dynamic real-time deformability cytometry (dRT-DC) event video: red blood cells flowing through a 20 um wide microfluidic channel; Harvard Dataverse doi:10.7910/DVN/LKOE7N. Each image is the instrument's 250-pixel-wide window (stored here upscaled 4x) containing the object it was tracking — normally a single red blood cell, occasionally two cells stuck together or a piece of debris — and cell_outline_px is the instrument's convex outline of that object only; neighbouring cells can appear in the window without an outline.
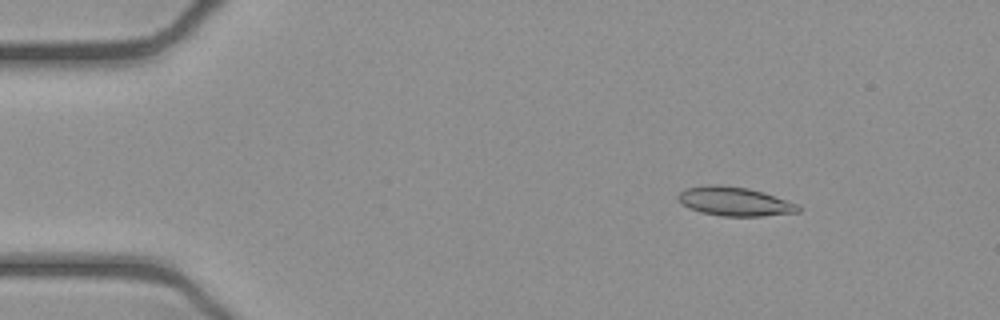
{"species": "common noctule bat (a hibernating species)", "species_latin": "Nyctalus noctula", "temperature_condition": "cold", "stored_images_in_passage": 52, "camera_frame_rate_fps": 3000, "um_per_image_px": 0.085, "animal": {"sex": "female", "body_mass_g": 21.9}, "frame": {"image": 1, "passage_image": 7, "time_ms": 2.0, "image_size_px": [1000, 320], "cell_outline_px": [[800, 212], [764, 216], [720, 216], [700, 212], [688, 208], [676, 196], [684, 188], [712, 184], [720, 184], [748, 188], [764, 192], [800, 204]], "centroid_in_image_um": [62.47, 17.12], "position_along_channel_um": 22.5, "area_um2": 20.52}}
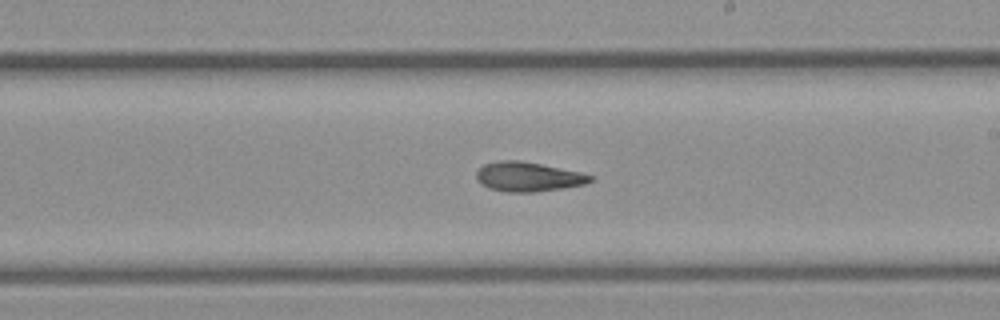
{"frame": {"image": 2, "passage_image": 30, "time_ms": 9.667, "image_size_px": [1000, 320], "cell_outline_px": [[596, 180], [584, 184], [536, 192], [508, 192], [488, 188], [480, 184], [476, 180], [476, 172], [484, 164], [500, 160], [520, 160], [580, 172], [596, 176]], "centroid_in_image_um": [44.89, 15.02], "position_along_channel_um": 244.1, "area_um2": 19.65}}
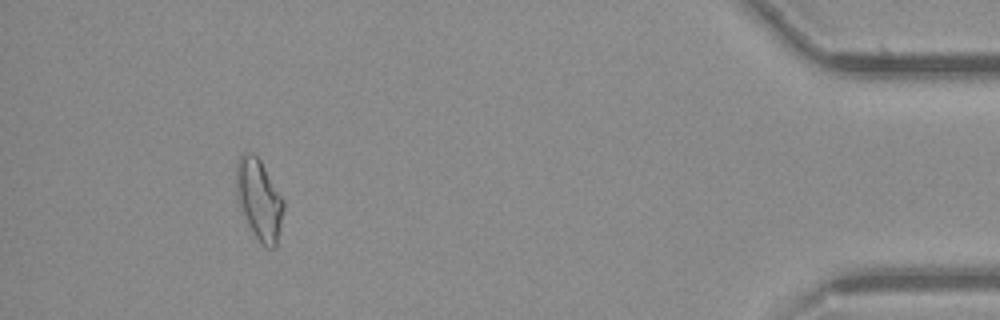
{"frame": {"image": 3, "passage_image": 48, "time_ms": 15.667, "image_size_px": [1000, 320], "cell_outline_px": [[284, 208], [276, 248], [264, 248], [260, 244], [240, 212], [236, 196], [236, 160], [244, 152], [252, 152], [260, 160], [284, 200]], "centroid_in_image_um": [22.0, 16.98], "position_along_channel_um": 413.2, "area_um2": 22.6}, "authors_computed_cell_mechanics": {"area_um2": 20.0855, "velocity_mm_per_s": 3.9115, "shape_relaxation_time_tau1_ms": null, "shape_relaxation_time_tau2_ms": 5.1794, "deformation_change_tau1": null, "deformation_change_tau2": 0.131}}